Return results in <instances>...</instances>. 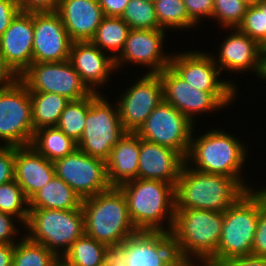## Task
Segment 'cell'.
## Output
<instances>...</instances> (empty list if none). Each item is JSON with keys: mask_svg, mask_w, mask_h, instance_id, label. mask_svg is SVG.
Instances as JSON below:
<instances>
[{"mask_svg": "<svg viewBox=\"0 0 266 266\" xmlns=\"http://www.w3.org/2000/svg\"><path fill=\"white\" fill-rule=\"evenodd\" d=\"M223 222L221 212L175 209L170 233L178 260L184 266L206 263L217 251Z\"/></svg>", "mask_w": 266, "mask_h": 266, "instance_id": "cell-1", "label": "cell"}, {"mask_svg": "<svg viewBox=\"0 0 266 266\" xmlns=\"http://www.w3.org/2000/svg\"><path fill=\"white\" fill-rule=\"evenodd\" d=\"M247 192L236 178L194 170L185 163L175 186V209L225 213Z\"/></svg>", "mask_w": 266, "mask_h": 266, "instance_id": "cell-2", "label": "cell"}, {"mask_svg": "<svg viewBox=\"0 0 266 266\" xmlns=\"http://www.w3.org/2000/svg\"><path fill=\"white\" fill-rule=\"evenodd\" d=\"M81 208L85 235L113 251L138 232L131 221L125 196L118 186L82 199Z\"/></svg>", "mask_w": 266, "mask_h": 266, "instance_id": "cell-3", "label": "cell"}, {"mask_svg": "<svg viewBox=\"0 0 266 266\" xmlns=\"http://www.w3.org/2000/svg\"><path fill=\"white\" fill-rule=\"evenodd\" d=\"M118 187L125 196L131 221L138 231H171L175 214L173 184L137 178ZM163 221H167L168 228H164Z\"/></svg>", "mask_w": 266, "mask_h": 266, "instance_id": "cell-4", "label": "cell"}, {"mask_svg": "<svg viewBox=\"0 0 266 266\" xmlns=\"http://www.w3.org/2000/svg\"><path fill=\"white\" fill-rule=\"evenodd\" d=\"M193 136L194 133L186 157L188 166L201 172L236 178L248 191L252 190L248 183H243L245 179L241 171L248 149L241 139L220 129H211L196 138Z\"/></svg>", "mask_w": 266, "mask_h": 266, "instance_id": "cell-5", "label": "cell"}, {"mask_svg": "<svg viewBox=\"0 0 266 266\" xmlns=\"http://www.w3.org/2000/svg\"><path fill=\"white\" fill-rule=\"evenodd\" d=\"M249 190L223 213L222 235L216 253L206 262L223 261L252 254L259 211L266 205V188Z\"/></svg>", "mask_w": 266, "mask_h": 266, "instance_id": "cell-6", "label": "cell"}, {"mask_svg": "<svg viewBox=\"0 0 266 266\" xmlns=\"http://www.w3.org/2000/svg\"><path fill=\"white\" fill-rule=\"evenodd\" d=\"M25 229L31 241L43 244L56 256H64L85 234L84 214L82 210L29 209Z\"/></svg>", "mask_w": 266, "mask_h": 266, "instance_id": "cell-7", "label": "cell"}, {"mask_svg": "<svg viewBox=\"0 0 266 266\" xmlns=\"http://www.w3.org/2000/svg\"><path fill=\"white\" fill-rule=\"evenodd\" d=\"M101 94L102 92L91 94L85 129L77 146L84 153L106 161L111 149L127 131L120 121L117 105L112 106Z\"/></svg>", "mask_w": 266, "mask_h": 266, "instance_id": "cell-8", "label": "cell"}, {"mask_svg": "<svg viewBox=\"0 0 266 266\" xmlns=\"http://www.w3.org/2000/svg\"><path fill=\"white\" fill-rule=\"evenodd\" d=\"M34 131L27 86L18 79L14 84L0 88V140L3 146H28Z\"/></svg>", "mask_w": 266, "mask_h": 266, "instance_id": "cell-9", "label": "cell"}, {"mask_svg": "<svg viewBox=\"0 0 266 266\" xmlns=\"http://www.w3.org/2000/svg\"><path fill=\"white\" fill-rule=\"evenodd\" d=\"M194 126L185 115L163 100L135 133L141 139L179 152L186 159Z\"/></svg>", "mask_w": 266, "mask_h": 266, "instance_id": "cell-10", "label": "cell"}, {"mask_svg": "<svg viewBox=\"0 0 266 266\" xmlns=\"http://www.w3.org/2000/svg\"><path fill=\"white\" fill-rule=\"evenodd\" d=\"M122 266H184L170 232L138 231L113 251Z\"/></svg>", "mask_w": 266, "mask_h": 266, "instance_id": "cell-11", "label": "cell"}, {"mask_svg": "<svg viewBox=\"0 0 266 266\" xmlns=\"http://www.w3.org/2000/svg\"><path fill=\"white\" fill-rule=\"evenodd\" d=\"M19 79L27 86L29 92L56 93L68 100H78L93 93L69 60L32 62Z\"/></svg>", "mask_w": 266, "mask_h": 266, "instance_id": "cell-12", "label": "cell"}, {"mask_svg": "<svg viewBox=\"0 0 266 266\" xmlns=\"http://www.w3.org/2000/svg\"><path fill=\"white\" fill-rule=\"evenodd\" d=\"M158 74L163 85L164 101L179 110L193 124L197 114L222 109L230 105L237 96V93H209L194 88L169 66Z\"/></svg>", "mask_w": 266, "mask_h": 266, "instance_id": "cell-13", "label": "cell"}, {"mask_svg": "<svg viewBox=\"0 0 266 266\" xmlns=\"http://www.w3.org/2000/svg\"><path fill=\"white\" fill-rule=\"evenodd\" d=\"M53 163L55 175L81 199L95 196L111 187L107 179L106 161L92 157L79 148Z\"/></svg>", "mask_w": 266, "mask_h": 266, "instance_id": "cell-14", "label": "cell"}, {"mask_svg": "<svg viewBox=\"0 0 266 266\" xmlns=\"http://www.w3.org/2000/svg\"><path fill=\"white\" fill-rule=\"evenodd\" d=\"M118 98L116 104L124 129L127 132H136L156 106L164 100L159 74L146 73Z\"/></svg>", "mask_w": 266, "mask_h": 266, "instance_id": "cell-15", "label": "cell"}, {"mask_svg": "<svg viewBox=\"0 0 266 266\" xmlns=\"http://www.w3.org/2000/svg\"><path fill=\"white\" fill-rule=\"evenodd\" d=\"M209 52L183 51L172 54L169 67L194 88L209 93H237L236 84L219 79L221 72Z\"/></svg>", "mask_w": 266, "mask_h": 266, "instance_id": "cell-16", "label": "cell"}, {"mask_svg": "<svg viewBox=\"0 0 266 266\" xmlns=\"http://www.w3.org/2000/svg\"><path fill=\"white\" fill-rule=\"evenodd\" d=\"M165 31L164 29H130L125 47L115 60L117 71H119L118 68L124 67L125 62V64L128 62L149 67V74H158L168 67L172 54L163 52Z\"/></svg>", "mask_w": 266, "mask_h": 266, "instance_id": "cell-17", "label": "cell"}, {"mask_svg": "<svg viewBox=\"0 0 266 266\" xmlns=\"http://www.w3.org/2000/svg\"><path fill=\"white\" fill-rule=\"evenodd\" d=\"M32 62L69 60L72 41L56 11L33 12Z\"/></svg>", "mask_w": 266, "mask_h": 266, "instance_id": "cell-18", "label": "cell"}, {"mask_svg": "<svg viewBox=\"0 0 266 266\" xmlns=\"http://www.w3.org/2000/svg\"><path fill=\"white\" fill-rule=\"evenodd\" d=\"M33 12H20L0 37V52L20 76L32 63Z\"/></svg>", "mask_w": 266, "mask_h": 266, "instance_id": "cell-19", "label": "cell"}, {"mask_svg": "<svg viewBox=\"0 0 266 266\" xmlns=\"http://www.w3.org/2000/svg\"><path fill=\"white\" fill-rule=\"evenodd\" d=\"M104 53L90 41L72 42L69 61L87 87L95 93H100L98 86L103 87L109 82V76L117 71L115 60Z\"/></svg>", "mask_w": 266, "mask_h": 266, "instance_id": "cell-20", "label": "cell"}, {"mask_svg": "<svg viewBox=\"0 0 266 266\" xmlns=\"http://www.w3.org/2000/svg\"><path fill=\"white\" fill-rule=\"evenodd\" d=\"M138 178L176 186L186 159L177 151L140 138Z\"/></svg>", "mask_w": 266, "mask_h": 266, "instance_id": "cell-21", "label": "cell"}, {"mask_svg": "<svg viewBox=\"0 0 266 266\" xmlns=\"http://www.w3.org/2000/svg\"><path fill=\"white\" fill-rule=\"evenodd\" d=\"M225 38L219 47V56L214 57L215 64L222 70L244 73L251 70L258 77L261 66L262 46L238 28Z\"/></svg>", "mask_w": 266, "mask_h": 266, "instance_id": "cell-22", "label": "cell"}, {"mask_svg": "<svg viewBox=\"0 0 266 266\" xmlns=\"http://www.w3.org/2000/svg\"><path fill=\"white\" fill-rule=\"evenodd\" d=\"M56 12L72 42L90 41L105 17L98 0H60Z\"/></svg>", "mask_w": 266, "mask_h": 266, "instance_id": "cell-23", "label": "cell"}, {"mask_svg": "<svg viewBox=\"0 0 266 266\" xmlns=\"http://www.w3.org/2000/svg\"><path fill=\"white\" fill-rule=\"evenodd\" d=\"M55 175L54 163L31 145L15 147L14 180L29 200Z\"/></svg>", "mask_w": 266, "mask_h": 266, "instance_id": "cell-24", "label": "cell"}, {"mask_svg": "<svg viewBox=\"0 0 266 266\" xmlns=\"http://www.w3.org/2000/svg\"><path fill=\"white\" fill-rule=\"evenodd\" d=\"M140 137L135 132H127L111 149L106 160L107 179L111 186L138 178Z\"/></svg>", "mask_w": 266, "mask_h": 266, "instance_id": "cell-25", "label": "cell"}, {"mask_svg": "<svg viewBox=\"0 0 266 266\" xmlns=\"http://www.w3.org/2000/svg\"><path fill=\"white\" fill-rule=\"evenodd\" d=\"M81 204L77 193L56 175L29 199V209L82 210Z\"/></svg>", "mask_w": 266, "mask_h": 266, "instance_id": "cell-26", "label": "cell"}, {"mask_svg": "<svg viewBox=\"0 0 266 266\" xmlns=\"http://www.w3.org/2000/svg\"><path fill=\"white\" fill-rule=\"evenodd\" d=\"M49 161H56L78 149L77 142L69 138L57 126L44 127L34 131L30 144Z\"/></svg>", "mask_w": 266, "mask_h": 266, "instance_id": "cell-27", "label": "cell"}, {"mask_svg": "<svg viewBox=\"0 0 266 266\" xmlns=\"http://www.w3.org/2000/svg\"><path fill=\"white\" fill-rule=\"evenodd\" d=\"M129 31V25L121 17L105 16L90 42L104 53L112 52L109 55L116 60L125 47Z\"/></svg>", "mask_w": 266, "mask_h": 266, "instance_id": "cell-28", "label": "cell"}, {"mask_svg": "<svg viewBox=\"0 0 266 266\" xmlns=\"http://www.w3.org/2000/svg\"><path fill=\"white\" fill-rule=\"evenodd\" d=\"M30 98L34 130L56 126L70 101L62 95L48 92H30Z\"/></svg>", "mask_w": 266, "mask_h": 266, "instance_id": "cell-29", "label": "cell"}, {"mask_svg": "<svg viewBox=\"0 0 266 266\" xmlns=\"http://www.w3.org/2000/svg\"><path fill=\"white\" fill-rule=\"evenodd\" d=\"M112 256L113 250L107 245L84 234L63 257L73 266H104Z\"/></svg>", "mask_w": 266, "mask_h": 266, "instance_id": "cell-30", "label": "cell"}, {"mask_svg": "<svg viewBox=\"0 0 266 266\" xmlns=\"http://www.w3.org/2000/svg\"><path fill=\"white\" fill-rule=\"evenodd\" d=\"M90 106L91 95L78 100H70L56 126L78 143L85 129V119Z\"/></svg>", "mask_w": 266, "mask_h": 266, "instance_id": "cell-31", "label": "cell"}, {"mask_svg": "<svg viewBox=\"0 0 266 266\" xmlns=\"http://www.w3.org/2000/svg\"><path fill=\"white\" fill-rule=\"evenodd\" d=\"M57 256L43 244L31 241L26 235L14 244L12 266H50Z\"/></svg>", "mask_w": 266, "mask_h": 266, "instance_id": "cell-32", "label": "cell"}, {"mask_svg": "<svg viewBox=\"0 0 266 266\" xmlns=\"http://www.w3.org/2000/svg\"><path fill=\"white\" fill-rule=\"evenodd\" d=\"M155 14L162 29L196 28L190 20L183 0H155Z\"/></svg>", "mask_w": 266, "mask_h": 266, "instance_id": "cell-33", "label": "cell"}, {"mask_svg": "<svg viewBox=\"0 0 266 266\" xmlns=\"http://www.w3.org/2000/svg\"><path fill=\"white\" fill-rule=\"evenodd\" d=\"M0 212L15 216L22 226L27 224L29 200L15 180L0 185Z\"/></svg>", "mask_w": 266, "mask_h": 266, "instance_id": "cell-34", "label": "cell"}, {"mask_svg": "<svg viewBox=\"0 0 266 266\" xmlns=\"http://www.w3.org/2000/svg\"><path fill=\"white\" fill-rule=\"evenodd\" d=\"M121 18L130 29H162L155 14L154 3L145 0H130Z\"/></svg>", "mask_w": 266, "mask_h": 266, "instance_id": "cell-35", "label": "cell"}, {"mask_svg": "<svg viewBox=\"0 0 266 266\" xmlns=\"http://www.w3.org/2000/svg\"><path fill=\"white\" fill-rule=\"evenodd\" d=\"M237 28L257 41L262 47L265 46L266 0H262L257 5L248 6L243 21Z\"/></svg>", "mask_w": 266, "mask_h": 266, "instance_id": "cell-36", "label": "cell"}, {"mask_svg": "<svg viewBox=\"0 0 266 266\" xmlns=\"http://www.w3.org/2000/svg\"><path fill=\"white\" fill-rule=\"evenodd\" d=\"M247 7L241 0H214L212 18L232 31L242 23Z\"/></svg>", "mask_w": 266, "mask_h": 266, "instance_id": "cell-37", "label": "cell"}, {"mask_svg": "<svg viewBox=\"0 0 266 266\" xmlns=\"http://www.w3.org/2000/svg\"><path fill=\"white\" fill-rule=\"evenodd\" d=\"M15 147L0 145V185L14 180Z\"/></svg>", "mask_w": 266, "mask_h": 266, "instance_id": "cell-38", "label": "cell"}, {"mask_svg": "<svg viewBox=\"0 0 266 266\" xmlns=\"http://www.w3.org/2000/svg\"><path fill=\"white\" fill-rule=\"evenodd\" d=\"M183 2L190 20L196 26L202 18H212L214 0H183Z\"/></svg>", "mask_w": 266, "mask_h": 266, "instance_id": "cell-39", "label": "cell"}, {"mask_svg": "<svg viewBox=\"0 0 266 266\" xmlns=\"http://www.w3.org/2000/svg\"><path fill=\"white\" fill-rule=\"evenodd\" d=\"M252 255L266 258V205L259 211Z\"/></svg>", "mask_w": 266, "mask_h": 266, "instance_id": "cell-40", "label": "cell"}, {"mask_svg": "<svg viewBox=\"0 0 266 266\" xmlns=\"http://www.w3.org/2000/svg\"><path fill=\"white\" fill-rule=\"evenodd\" d=\"M20 12L17 0H0V37Z\"/></svg>", "mask_w": 266, "mask_h": 266, "instance_id": "cell-41", "label": "cell"}, {"mask_svg": "<svg viewBox=\"0 0 266 266\" xmlns=\"http://www.w3.org/2000/svg\"><path fill=\"white\" fill-rule=\"evenodd\" d=\"M13 217L17 219L13 215L0 212V243L16 244L15 236L19 232Z\"/></svg>", "mask_w": 266, "mask_h": 266, "instance_id": "cell-42", "label": "cell"}, {"mask_svg": "<svg viewBox=\"0 0 266 266\" xmlns=\"http://www.w3.org/2000/svg\"><path fill=\"white\" fill-rule=\"evenodd\" d=\"M21 12L56 11L60 0H17Z\"/></svg>", "mask_w": 266, "mask_h": 266, "instance_id": "cell-43", "label": "cell"}, {"mask_svg": "<svg viewBox=\"0 0 266 266\" xmlns=\"http://www.w3.org/2000/svg\"><path fill=\"white\" fill-rule=\"evenodd\" d=\"M130 0H98L103 13L107 17H121Z\"/></svg>", "mask_w": 266, "mask_h": 266, "instance_id": "cell-44", "label": "cell"}, {"mask_svg": "<svg viewBox=\"0 0 266 266\" xmlns=\"http://www.w3.org/2000/svg\"><path fill=\"white\" fill-rule=\"evenodd\" d=\"M219 266H266V258L252 254L238 256L223 261Z\"/></svg>", "mask_w": 266, "mask_h": 266, "instance_id": "cell-45", "label": "cell"}, {"mask_svg": "<svg viewBox=\"0 0 266 266\" xmlns=\"http://www.w3.org/2000/svg\"><path fill=\"white\" fill-rule=\"evenodd\" d=\"M19 79V76L6 63L0 52V88L10 86Z\"/></svg>", "mask_w": 266, "mask_h": 266, "instance_id": "cell-46", "label": "cell"}, {"mask_svg": "<svg viewBox=\"0 0 266 266\" xmlns=\"http://www.w3.org/2000/svg\"><path fill=\"white\" fill-rule=\"evenodd\" d=\"M14 244L0 243V266H12Z\"/></svg>", "mask_w": 266, "mask_h": 266, "instance_id": "cell-47", "label": "cell"}, {"mask_svg": "<svg viewBox=\"0 0 266 266\" xmlns=\"http://www.w3.org/2000/svg\"><path fill=\"white\" fill-rule=\"evenodd\" d=\"M258 78L266 81V49H262L261 51V66Z\"/></svg>", "mask_w": 266, "mask_h": 266, "instance_id": "cell-48", "label": "cell"}, {"mask_svg": "<svg viewBox=\"0 0 266 266\" xmlns=\"http://www.w3.org/2000/svg\"><path fill=\"white\" fill-rule=\"evenodd\" d=\"M50 266H73L63 256H57Z\"/></svg>", "mask_w": 266, "mask_h": 266, "instance_id": "cell-49", "label": "cell"}, {"mask_svg": "<svg viewBox=\"0 0 266 266\" xmlns=\"http://www.w3.org/2000/svg\"><path fill=\"white\" fill-rule=\"evenodd\" d=\"M104 266H122L119 260L113 255Z\"/></svg>", "mask_w": 266, "mask_h": 266, "instance_id": "cell-50", "label": "cell"}, {"mask_svg": "<svg viewBox=\"0 0 266 266\" xmlns=\"http://www.w3.org/2000/svg\"><path fill=\"white\" fill-rule=\"evenodd\" d=\"M241 1H243L248 6H253V5H257L262 0H241Z\"/></svg>", "mask_w": 266, "mask_h": 266, "instance_id": "cell-51", "label": "cell"}, {"mask_svg": "<svg viewBox=\"0 0 266 266\" xmlns=\"http://www.w3.org/2000/svg\"><path fill=\"white\" fill-rule=\"evenodd\" d=\"M196 266H219V265H212L209 263L197 264Z\"/></svg>", "mask_w": 266, "mask_h": 266, "instance_id": "cell-52", "label": "cell"}, {"mask_svg": "<svg viewBox=\"0 0 266 266\" xmlns=\"http://www.w3.org/2000/svg\"><path fill=\"white\" fill-rule=\"evenodd\" d=\"M145 1H149V2H152V3H154V1H155V0H145Z\"/></svg>", "mask_w": 266, "mask_h": 266, "instance_id": "cell-53", "label": "cell"}]
</instances>
